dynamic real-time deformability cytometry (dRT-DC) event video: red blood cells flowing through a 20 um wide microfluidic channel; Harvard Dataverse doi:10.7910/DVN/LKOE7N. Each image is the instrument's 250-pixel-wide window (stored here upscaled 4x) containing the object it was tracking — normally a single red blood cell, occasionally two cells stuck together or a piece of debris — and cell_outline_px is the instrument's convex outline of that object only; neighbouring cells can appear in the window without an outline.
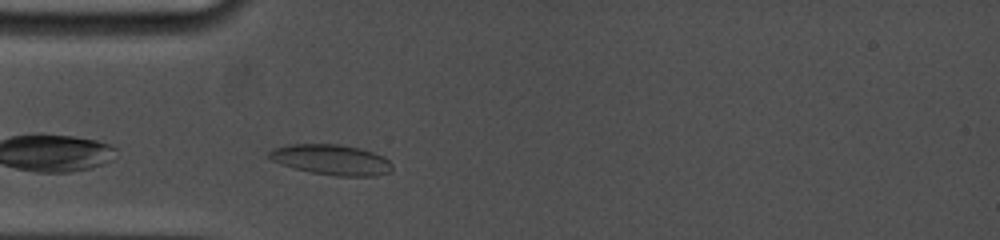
{"species": "common noctule bat (a hibernating species)", "species_latin": "Nyctalus noctula", "temperature_condition": "cold", "stored_images_in_passage": 27, "camera_frame_rate_fps": 5000, "um_per_image_px": 0.085, "animal": {"sex": "female", "body_mass_g": 19.0, "forearm_length_mm": 53.3}, "frame": {"image": 1, "passage_image": 3, "time_ms": 0.6, "image_size_px": [1000, 240], "cell_outline_px": [[392, 172], [372, 176], [336, 176], [312, 172], [296, 168], [272, 160], [268, 156], [268, 152], [272, 148], [288, 144], [340, 144], [360, 148], [384, 156], [392, 164]], "centroid_in_image_um": [28.19, 13.57], "position_along_channel_um": 56.8, "area_um2": 21.73}}
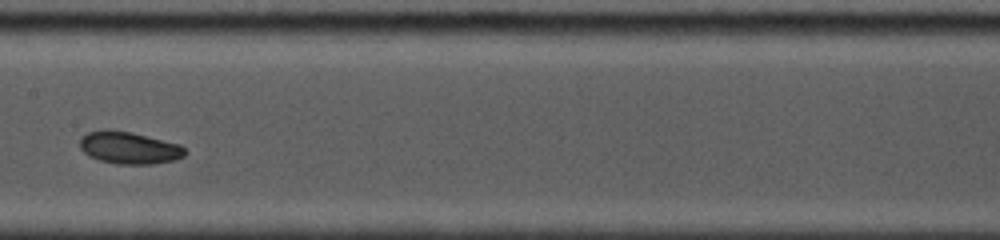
{"frame": {"image": 2, "passage_image": 14, "time_ms": 4.4, "image_size_px": [1000, 240], "cell_outline_px": [[188, 152], [184, 156], [176, 160], [152, 164], [120, 164], [100, 160], [88, 156], [80, 148], [80, 136], [88, 132], [104, 128], [132, 132], [180, 144]], "centroid_in_image_um": [10.97, 12.55], "position_along_channel_um": 196.4, "area_um2": 20.0}}
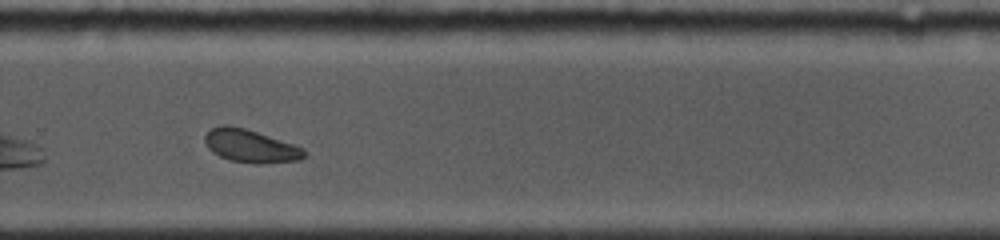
{"frame": {"image": 3, "passage_image": 23, "time_ms": 7.4, "image_size_px": [1000, 240], "cell_outline_px": [[304, 156], [300, 160], [260, 164], [252, 164], [232, 160], [220, 156], [212, 152], [208, 148], [204, 140], [204, 136], [212, 128], [220, 124], [228, 124], [244, 128], [296, 144], [304, 148]], "centroid_in_image_um": [21.29, 12.4], "position_along_channel_um": 308.5, "area_um2": 19.19}}